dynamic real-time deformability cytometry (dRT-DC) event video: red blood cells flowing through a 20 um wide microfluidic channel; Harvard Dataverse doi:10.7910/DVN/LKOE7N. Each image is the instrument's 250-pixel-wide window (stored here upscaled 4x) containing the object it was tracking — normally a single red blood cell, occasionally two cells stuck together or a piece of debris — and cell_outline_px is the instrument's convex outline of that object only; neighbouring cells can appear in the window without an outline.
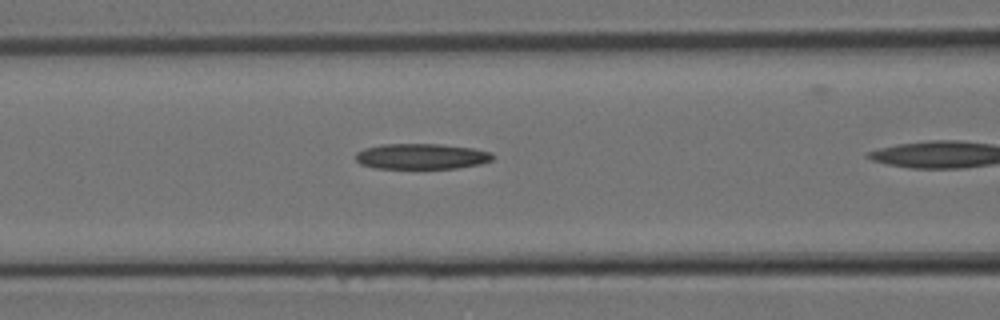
{"species": "Egyptian fruit bat (a non-hibernating species)", "species_latin": "Rousettus aegyptiacus", "temperature_condition": "room temperature", "stored_images_in_passage": 6, "camera_frame_rate_fps": 3000, "um_per_image_px": 0.085, "animal": {"sex": "female"}, "frame": {"image": 1, "passage_image": 5, "time_ms": 1.333, "image_size_px": [1000, 320], "cell_outline_px": [[492, 160], [480, 164], [456, 168], [372, 168], [360, 164], [356, 160], [356, 152], [364, 148], [380, 144], [440, 144], [472, 148], [492, 152]], "centroid_in_image_um": [35.79, 13.29], "position_along_channel_um": 130.8, "area_um2": 20.46}}